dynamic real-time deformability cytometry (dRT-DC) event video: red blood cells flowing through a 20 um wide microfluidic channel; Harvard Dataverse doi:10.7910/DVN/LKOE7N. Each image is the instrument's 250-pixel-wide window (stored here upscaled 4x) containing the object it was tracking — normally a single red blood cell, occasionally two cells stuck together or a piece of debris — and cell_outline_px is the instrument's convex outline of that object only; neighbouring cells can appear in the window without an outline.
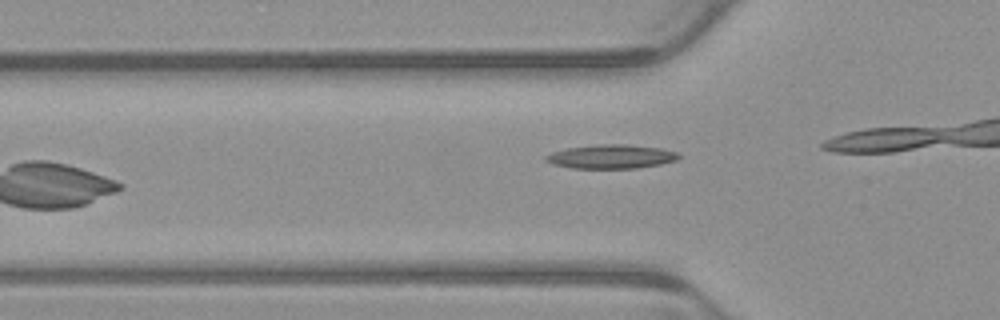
{"species": "common noctule bat (a hibernating species)", "species_latin": "Nyctalus noctula", "temperature_condition": "warm", "stored_images_in_passage": 8, "camera_frame_rate_fps": 3000, "um_per_image_px": 0.085, "animal": {"sex": "male", "body_mass_g": 23.1, "forearm_length_mm": 52.7}, "frame": {"image": 1, "passage_image": 5, "time_ms": 1.333, "image_size_px": [1000, 320], "cell_outline_px": [[680, 156], [676, 160], [660, 164], [636, 168], [572, 168], [552, 164], [544, 160], [544, 156], [552, 152], [568, 148], [600, 144], [628, 144], [660, 148], [680, 152]], "centroid_in_image_um": [51.96, 13.3], "position_along_channel_um": 73.8, "area_um2": 18.55}}
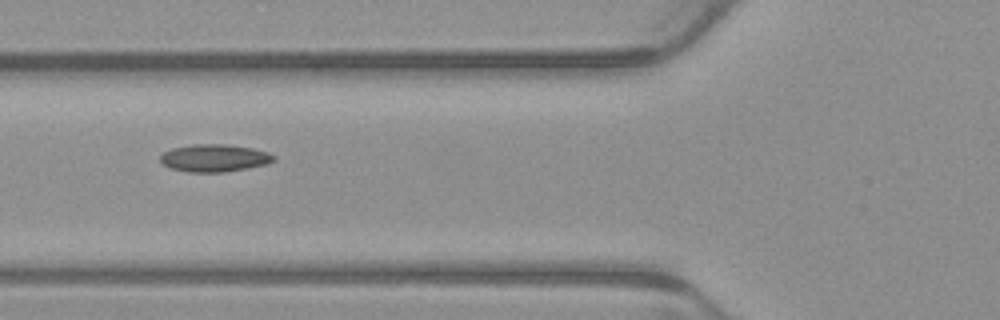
{"frame": {"image": 2, "passage_image": 7, "time_ms": 2.0, "image_size_px": [1000, 320], "cell_outline_px": [[276, 160], [268, 164], [248, 168], [224, 172], [188, 172], [172, 168], [164, 164], [160, 160], [160, 156], [164, 152], [172, 148], [192, 144], [224, 144], [252, 148], [268, 152], [276, 156]], "centroid_in_image_um": [18.26, 13.43], "position_along_channel_um": 107.5, "area_um2": 18.21}}
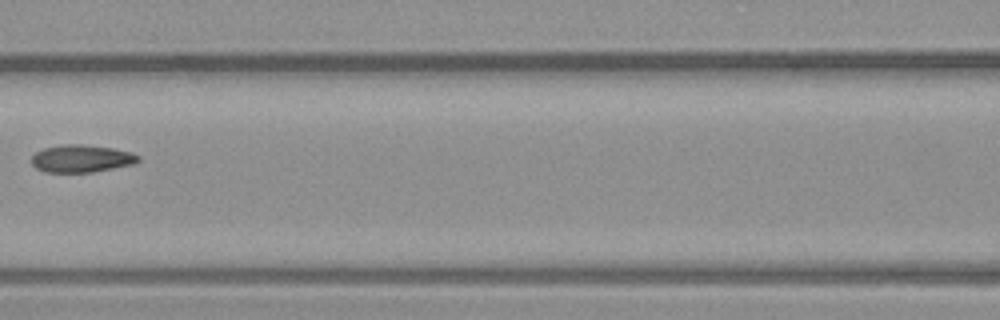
{"frame": {"image": 3, "passage_image": 8, "time_ms": 2.333, "image_size_px": [1000, 320], "cell_outline_px": [[140, 160], [132, 164], [92, 172], [44, 172], [36, 168], [32, 164], [32, 156], [36, 152], [44, 148], [64, 144], [84, 144], [112, 148], [132, 152], [140, 156]], "centroid_in_image_um": [6.92, 13.47], "position_along_channel_um": 159.7, "area_um2": 17.05}}